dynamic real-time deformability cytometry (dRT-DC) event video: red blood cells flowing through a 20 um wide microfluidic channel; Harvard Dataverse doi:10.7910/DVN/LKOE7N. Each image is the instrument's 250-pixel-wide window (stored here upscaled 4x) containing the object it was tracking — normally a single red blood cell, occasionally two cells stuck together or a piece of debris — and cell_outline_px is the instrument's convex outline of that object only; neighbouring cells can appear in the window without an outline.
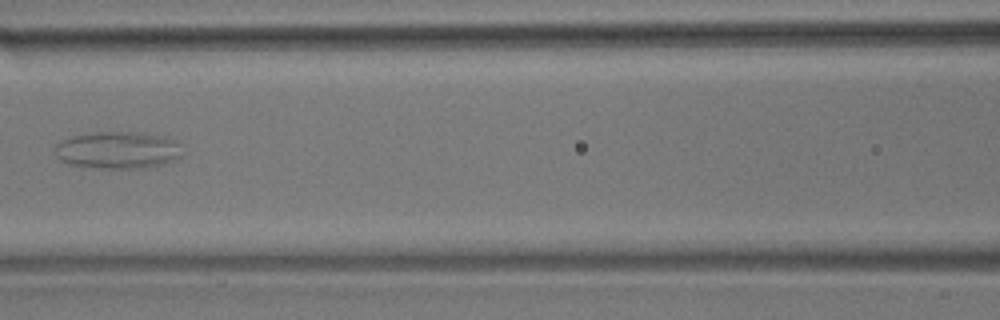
{"species": "common noctule bat (a hibernating species)", "species_latin": "Nyctalus noctula", "temperature_condition": "room temperature", "stored_images_in_passage": 6, "camera_frame_rate_fps": 3000, "um_per_image_px": 0.085, "animal": {"sex": "male", "body_mass_g": 17.9}, "frame": {"image": 1, "passage_image": 5, "time_ms": 1.333, "image_size_px": [1000, 320], "cell_outline_px": [[184, 156], [164, 164], [144, 168], [96, 168], [68, 164], [60, 160], [56, 156], [56, 144], [72, 136], [96, 132], [128, 132], [160, 136], [184, 144]], "centroid_in_image_um": [10.07, 12.78], "position_along_channel_um": 156.5, "area_um2": 27.69}}
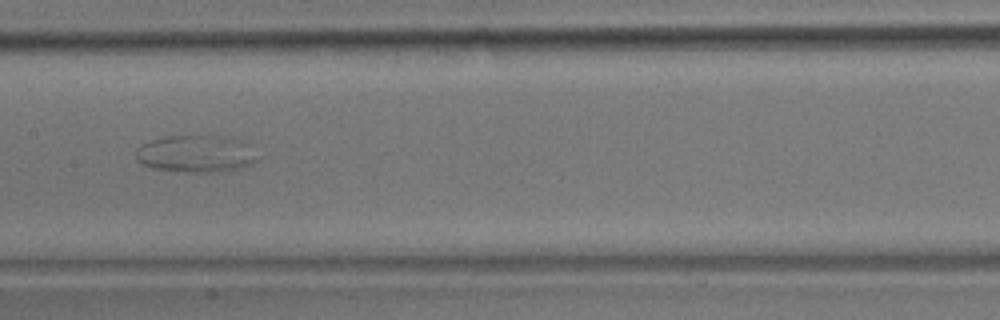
{"frame": {"image": 2, "passage_image": 6, "time_ms": 1.667, "image_size_px": [1000, 320], "cell_outline_px": [[260, 160], [252, 164], [236, 168], [212, 172], [180, 172], [152, 168], [140, 164], [136, 160], [136, 148], [152, 140], [168, 136], [232, 136], [252, 140]], "centroid_in_image_um": [16.77, 13.05], "position_along_channel_um": 190.6, "area_um2": 27.17}}